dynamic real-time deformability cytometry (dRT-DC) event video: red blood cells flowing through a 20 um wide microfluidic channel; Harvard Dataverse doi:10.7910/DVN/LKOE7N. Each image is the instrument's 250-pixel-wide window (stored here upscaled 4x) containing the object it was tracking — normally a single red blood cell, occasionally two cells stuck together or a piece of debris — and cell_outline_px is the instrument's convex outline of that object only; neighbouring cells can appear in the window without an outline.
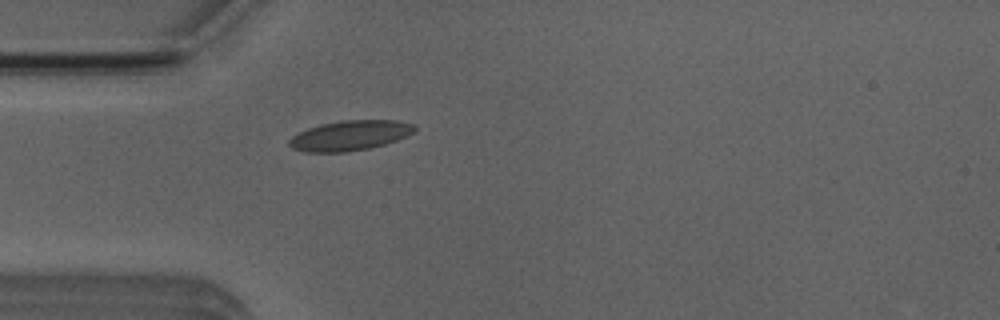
{"species": "Egyptian fruit bat (a non-hibernating species)", "species_latin": "Rousettus aegyptiacus", "temperature_condition": "room temperature", "stored_images_in_passage": 1, "camera_frame_rate_fps": 3000, "um_per_image_px": 0.085, "animal": {"sex": "male"}, "frame": {"image": 1, "passage_image": 1, "time_ms": 0.0, "image_size_px": [1000, 320], "cell_outline_px": [[416, 132], [408, 136], [384, 144], [368, 148], [344, 152], [304, 152], [292, 148], [288, 144], [288, 140], [292, 136], [308, 128], [320, 124], [344, 120], [396, 120], [412, 124], [416, 128]], "centroid_in_image_um": [29.74, 11.51], "position_along_channel_um": 55.3, "area_um2": 21.91}}